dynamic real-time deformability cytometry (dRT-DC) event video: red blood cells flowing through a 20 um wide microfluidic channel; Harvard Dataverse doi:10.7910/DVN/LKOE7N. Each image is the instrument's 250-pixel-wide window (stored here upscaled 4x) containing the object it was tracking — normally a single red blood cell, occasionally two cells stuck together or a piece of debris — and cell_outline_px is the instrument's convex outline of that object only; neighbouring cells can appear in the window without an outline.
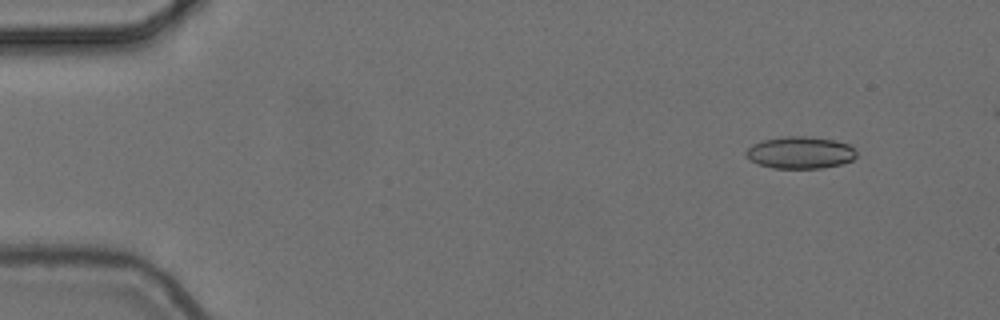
{"species": "common noctule bat (a hibernating species)", "species_latin": "Nyctalus noctula", "temperature_condition": "cold", "stored_images_in_passage": 3, "camera_frame_rate_fps": 3000, "um_per_image_px": 0.085, "animal": {"sex": "female", "body_mass_g": 24.6, "forearm_length_mm": 56.2}, "frame": {"image": 1, "passage_image": 1, "time_ms": 0.0, "image_size_px": [1000, 320], "cell_outline_px": [[856, 156], [852, 160], [840, 164], [820, 168], [772, 168], [760, 164], [752, 160], [744, 152], [752, 144], [764, 140], [784, 136], [808, 136], [836, 140], [848, 144], [856, 152]], "centroid_in_image_um": [68.03, 12.96], "position_along_channel_um": 17.0, "area_um2": 20.46}}